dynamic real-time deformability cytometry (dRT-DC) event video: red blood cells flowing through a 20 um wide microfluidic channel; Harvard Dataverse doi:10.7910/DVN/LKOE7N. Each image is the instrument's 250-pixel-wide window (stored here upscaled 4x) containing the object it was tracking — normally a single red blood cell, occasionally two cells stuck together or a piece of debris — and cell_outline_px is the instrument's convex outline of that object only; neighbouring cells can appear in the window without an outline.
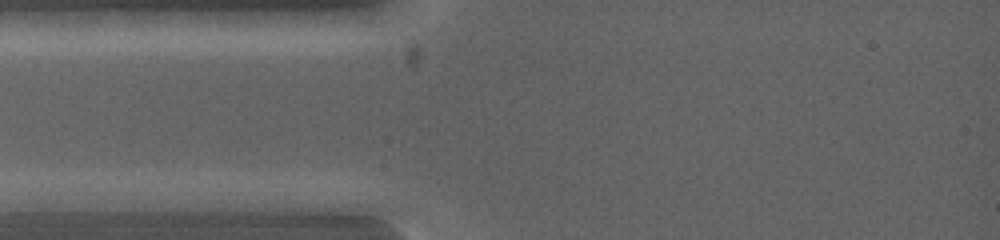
{"species": "common noctule bat (a hibernating species)", "species_latin": "Nyctalus noctula", "temperature_condition": "warm", "stored_images_in_passage": 2, "camera_frame_rate_fps": 5000, "um_per_image_px": 0.085, "animal": {"sex": "female", "body_mass_g": 19.0, "forearm_length_mm": 53.3}, "frame": {"image": 1, "passage_image": 1, "time_ms": 0.0, "image_size_px": [1000, 240], "cell_outline_px": [[184, 200], [172, 208], [164, 212], [96, 212], [72, 200], [104, 192], [176, 192]], "centroid_in_image_um": [11.13, 17.15], "position_along_channel_um": 73.9, "area_um2": 13.18}}